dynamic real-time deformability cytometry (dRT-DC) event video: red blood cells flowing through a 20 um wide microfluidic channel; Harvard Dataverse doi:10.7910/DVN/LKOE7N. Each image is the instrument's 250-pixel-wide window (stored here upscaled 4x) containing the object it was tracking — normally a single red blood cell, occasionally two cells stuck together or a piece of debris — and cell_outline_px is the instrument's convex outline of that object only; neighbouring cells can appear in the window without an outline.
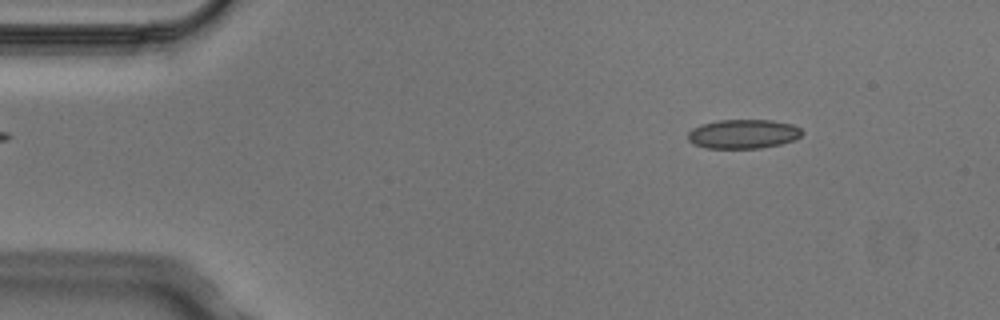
{"species": "Egyptian fruit bat (a non-hibernating species)", "species_latin": "Rousettus aegyptiacus", "temperature_condition": "cold", "stored_images_in_passage": 3, "camera_frame_rate_fps": 3000, "um_per_image_px": 0.085, "animal": {"sex": "male"}, "frame": {"image": 1, "passage_image": 1, "time_ms": 0.0, "image_size_px": [1000, 320], "cell_outline_px": [[804, 132], [796, 140], [780, 144], [760, 148], [704, 148], [692, 144], [688, 140], [688, 132], [692, 128], [700, 124], [716, 120], [772, 120], [792, 124], [800, 128]], "centroid_in_image_um": [63.15, 11.38], "position_along_channel_um": 21.8, "area_um2": 19.65}}